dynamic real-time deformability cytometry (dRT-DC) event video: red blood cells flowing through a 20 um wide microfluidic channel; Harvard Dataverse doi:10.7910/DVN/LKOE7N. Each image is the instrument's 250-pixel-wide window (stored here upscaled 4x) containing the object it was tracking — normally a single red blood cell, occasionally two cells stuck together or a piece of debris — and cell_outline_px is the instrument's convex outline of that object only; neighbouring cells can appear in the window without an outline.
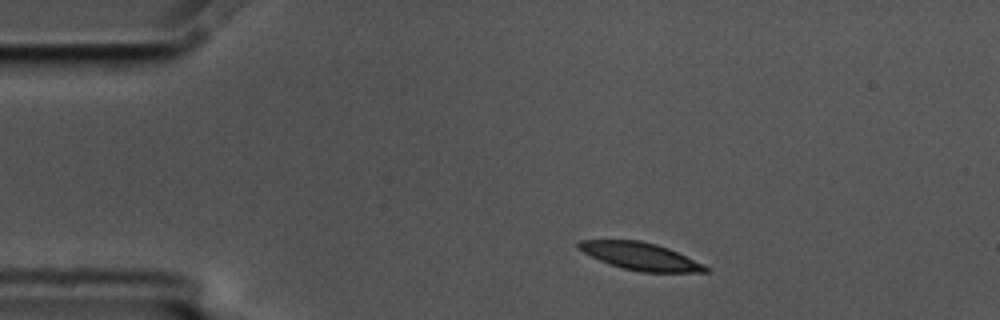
{"species": "common noctule bat (a hibernating species)", "species_latin": "Nyctalus noctula", "temperature_condition": "cold", "stored_images_in_passage": 2, "camera_frame_rate_fps": 3000, "um_per_image_px": 0.085, "animal": {"sex": "male", "body_mass_g": 17.5, "forearm_length_mm": 52.3}, "frame": {"image": 1, "passage_image": 1, "time_ms": 0.0, "image_size_px": [1000, 320], "cell_outline_px": [[712, 268], [708, 272], [644, 272], [624, 268], [608, 264], [576, 248], [576, 244], [580, 240], [640, 240], [656, 244], [668, 248], [704, 264]], "centroid_in_image_um": [54.45, 21.78], "position_along_channel_um": 30.5, "area_um2": 20.23}}